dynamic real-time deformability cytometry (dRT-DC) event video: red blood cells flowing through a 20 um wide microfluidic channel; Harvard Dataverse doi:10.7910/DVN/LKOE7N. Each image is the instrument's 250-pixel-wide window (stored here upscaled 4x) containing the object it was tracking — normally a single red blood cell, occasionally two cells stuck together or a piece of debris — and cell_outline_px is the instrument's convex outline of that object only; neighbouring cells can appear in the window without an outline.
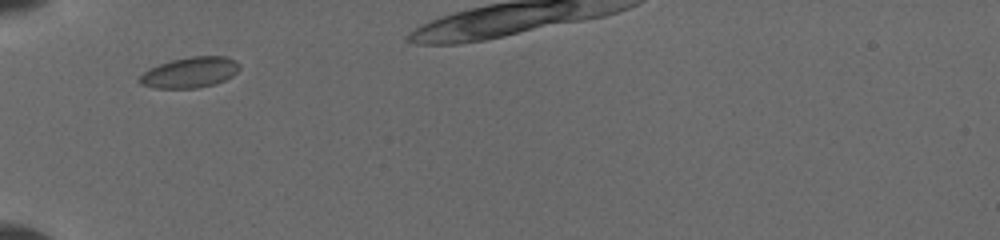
{"species": "common noctule bat (a hibernating species)", "species_latin": "Nyctalus noctula", "temperature_condition": "cold", "stored_images_in_passage": 24, "camera_frame_rate_fps": 3000, "um_per_image_px": 0.085, "animal": {"sex": "female", "body_mass_g": 19.5, "forearm_length_mm": 54.1}, "frame": {"image": 1, "passage_image": 1, "time_ms": 0.0, "image_size_px": [1000, 240], "cell_outline_px": [[240, 68], [232, 76], [224, 80], [212, 84], [196, 88], [156, 88], [140, 84], [140, 76], [148, 68], [172, 60], [192, 56], [224, 56], [236, 60], [240, 64]], "centroid_in_image_um": [16.16, 6.15], "position_along_channel_um": 68.8, "area_um2": 17.69}}